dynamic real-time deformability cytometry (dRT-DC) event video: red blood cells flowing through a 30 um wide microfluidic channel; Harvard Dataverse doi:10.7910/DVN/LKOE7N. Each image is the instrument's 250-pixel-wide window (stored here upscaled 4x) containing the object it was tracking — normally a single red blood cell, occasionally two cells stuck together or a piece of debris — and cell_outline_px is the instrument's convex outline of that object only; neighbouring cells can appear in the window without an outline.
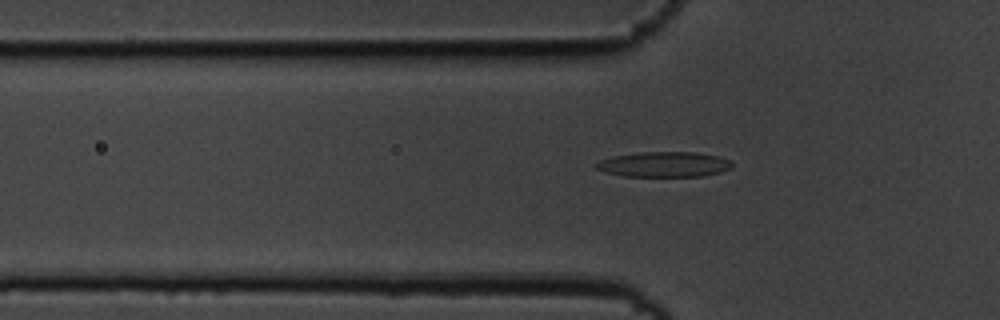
{"species": "common noctule bat (a hibernating species)", "species_latin": "Nyctalus noctula", "temperature_condition": "cold", "stored_images_in_passage": 55, "camera_frame_rate_fps": 3000, "um_per_image_px": 0.085, "animal": {"sex": "male", "body_mass_g": 19.5, "forearm_length_mm": 54.6}, "frame": {"image": 1, "passage_image": 18, "time_ms": 5.667, "image_size_px": [1000, 320], "cell_outline_px": [[732, 168], [720, 172], [700, 176], [624, 176], [604, 172], [596, 168], [592, 164], [600, 160], [612, 156], [640, 152], [696, 152], [720, 156], [728, 160], [732, 164]], "centroid_in_image_um": [56.41, 13.96], "position_along_channel_um": 69.4, "area_um2": 20.06}}
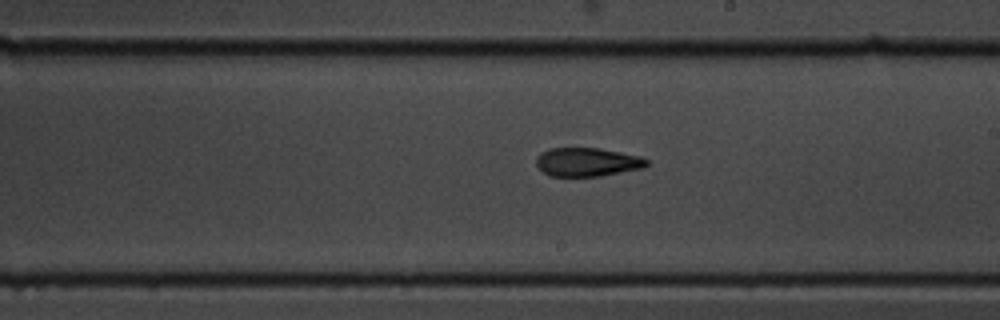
{"frame": {"image": 2, "passage_image": 32, "time_ms": 10.333, "image_size_px": [1000, 320], "cell_outline_px": [[648, 164], [644, 168], [600, 176], [548, 176], [536, 164], [536, 156], [540, 152], [548, 148], [600, 148], [640, 156], [648, 160]], "centroid_in_image_um": [49.9, 13.77], "position_along_channel_um": 239.1, "area_um2": 18.55}}
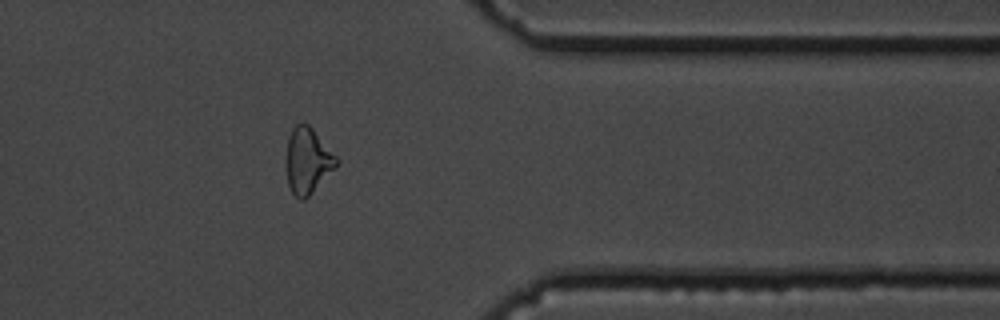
{"frame": {"image": 3, "passage_image": 45, "time_ms": 14.667, "image_size_px": [1000, 320], "cell_outline_px": [[340, 160], [312, 192], [304, 200], [300, 200], [292, 192], [288, 184], [284, 168], [284, 156], [288, 136], [292, 128], [296, 124], [308, 124], [312, 128]], "centroid_in_image_um": [26.08, 13.64], "position_along_channel_um": 385.3, "area_um2": 19.36}, "authors_computed_cell_mechanics": {"area_um2": 18.785, "velocity_mm_per_s": 3.6343, "shape_relaxation_time_tau1_ms": 6.3329, "shape_relaxation_time_tau2_ms": 2.3626, "deformation_change_tau1": 0.1927, "deformation_change_tau2": 0.1023}}